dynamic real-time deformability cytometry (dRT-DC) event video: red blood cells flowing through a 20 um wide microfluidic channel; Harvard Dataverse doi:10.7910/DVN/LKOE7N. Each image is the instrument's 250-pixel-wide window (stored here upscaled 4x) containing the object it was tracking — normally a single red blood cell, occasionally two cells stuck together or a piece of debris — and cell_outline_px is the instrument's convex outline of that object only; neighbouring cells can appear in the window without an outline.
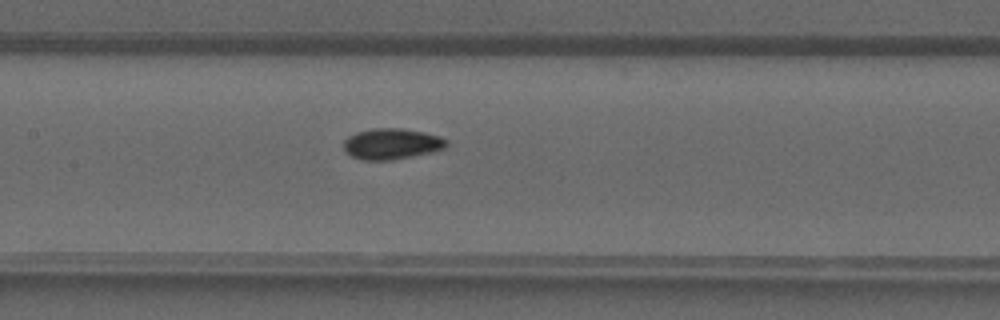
{"species": "common noctule bat (a hibernating species)", "species_latin": "Nyctalus noctula", "temperature_condition": "warm", "stored_images_in_passage": 17, "camera_frame_rate_fps": 3000, "um_per_image_px": 0.085, "animal": {"sex": "male", "forearm_length_mm": 52.5}, "frame": {"image": 1, "passage_image": 11, "time_ms": 3.333, "image_size_px": [1000, 320], "cell_outline_px": [[448, 144], [444, 148], [432, 152], [392, 160], [360, 160], [344, 152], [344, 140], [348, 136], [356, 132], [376, 128], [400, 128], [424, 132], [440, 136], [448, 140]], "centroid_in_image_um": [33.28, 12.23], "position_along_channel_um": 174.1, "area_um2": 18.61}}
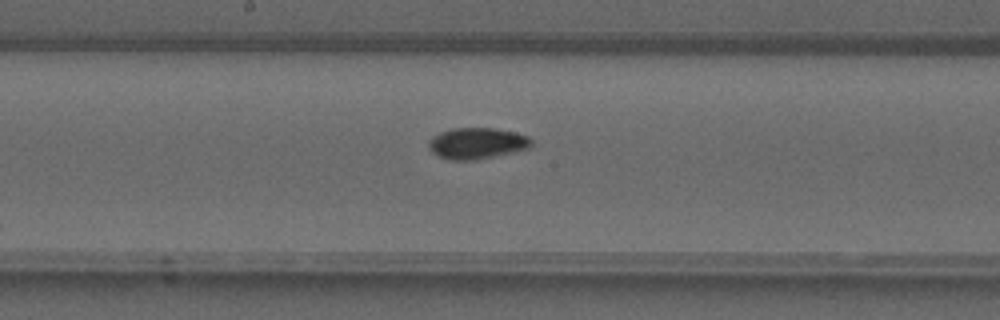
{"frame": {"image": 2, "passage_image": 13, "time_ms": 4.0, "image_size_px": [1000, 320], "cell_outline_px": [[532, 148], [472, 160], [448, 160], [432, 152], [428, 148], [428, 140], [432, 136], [440, 132], [452, 128], [492, 128], [516, 132], [528, 136], [532, 140]], "centroid_in_image_um": [40.53, 12.17], "position_along_channel_um": 207.7, "area_um2": 18.73}}
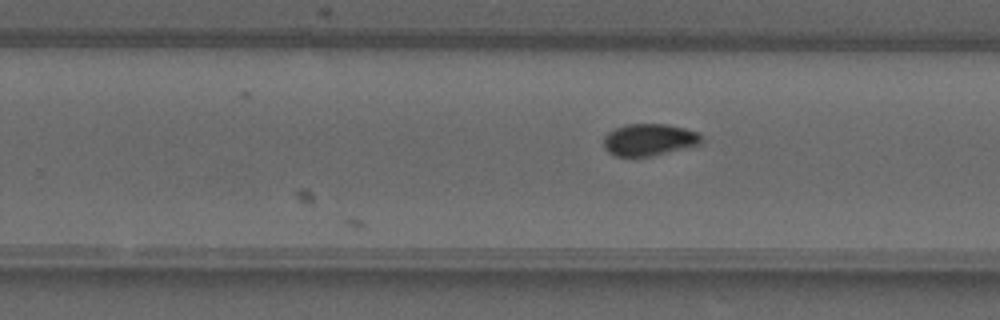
{"frame": {"image": 3, "passage_image": 17, "time_ms": 5.333, "image_size_px": [1000, 320], "cell_outline_px": [[704, 140], [700, 144], [652, 156], [616, 156], [608, 152], [604, 148], [604, 136], [608, 132], [624, 124], [668, 124], [684, 128], [696, 132], [704, 136]], "centroid_in_image_um": [55.18, 11.87], "position_along_channel_um": 274.6, "area_um2": 18.26}}